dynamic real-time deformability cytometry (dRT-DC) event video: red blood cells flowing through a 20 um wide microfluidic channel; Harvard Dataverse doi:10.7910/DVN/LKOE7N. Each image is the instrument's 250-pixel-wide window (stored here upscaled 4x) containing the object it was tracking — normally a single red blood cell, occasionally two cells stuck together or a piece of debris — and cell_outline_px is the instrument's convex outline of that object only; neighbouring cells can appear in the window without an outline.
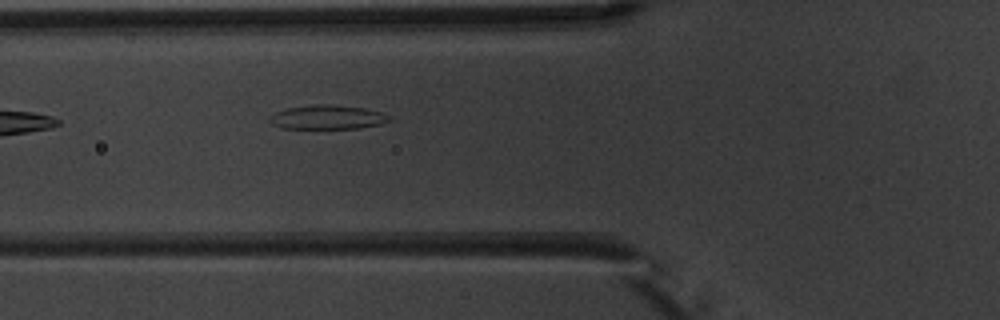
{"species": "common noctule bat (a hibernating species)", "species_latin": "Nyctalus noctula", "temperature_condition": "warm", "stored_images_in_passage": 4, "camera_frame_rate_fps": 3000, "um_per_image_px": 0.085, "animal": {"sex": "male", "body_mass_g": 20.1, "forearm_length_mm": 53.5}, "frame": {"image": 1, "passage_image": 4, "time_ms": 3.667, "image_size_px": [1000, 320], "cell_outline_px": [[392, 120], [380, 124], [360, 128], [280, 128], [272, 124], [268, 120], [268, 116], [276, 112], [288, 108], [316, 104], [332, 104], [364, 108], [384, 112], [392, 116]], "centroid_in_image_um": [27.87, 9.96], "position_along_channel_um": 97.9, "area_um2": 16.99}}